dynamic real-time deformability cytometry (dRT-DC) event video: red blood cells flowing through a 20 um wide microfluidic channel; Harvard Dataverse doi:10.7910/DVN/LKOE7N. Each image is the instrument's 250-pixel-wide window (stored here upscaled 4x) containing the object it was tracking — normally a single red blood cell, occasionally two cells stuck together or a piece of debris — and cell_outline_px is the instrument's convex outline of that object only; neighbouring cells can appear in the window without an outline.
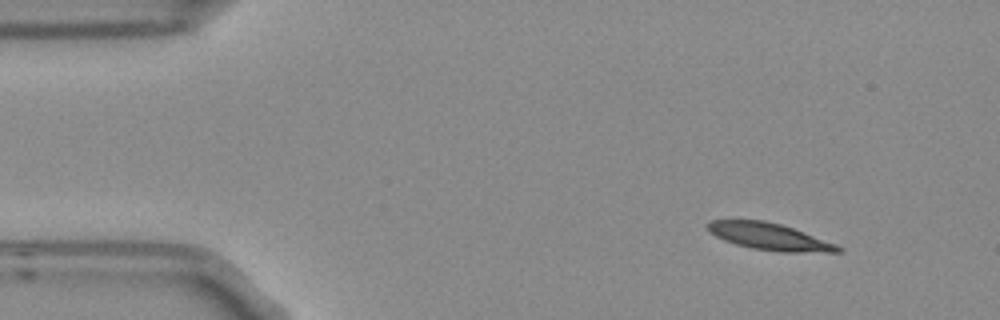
{"species": "Egyptian fruit bat (a non-hibernating species)", "species_latin": "Rousettus aegyptiacus", "temperature_condition": "room temperature", "stored_images_in_passage": 5, "camera_frame_rate_fps": 3000, "um_per_image_px": 0.085, "frame": {"image": 1, "passage_image": 1, "time_ms": 0.0, "image_size_px": [1000, 320], "cell_outline_px": [[844, 252], [780, 252], [752, 248], [736, 244], [724, 240], [708, 232], [704, 224], [708, 220], [764, 220], [780, 224], [792, 228], [836, 244], [844, 248]], "centroid_in_image_um": [65.36, 20.11], "position_along_channel_um": 19.6, "area_um2": 20.46}}
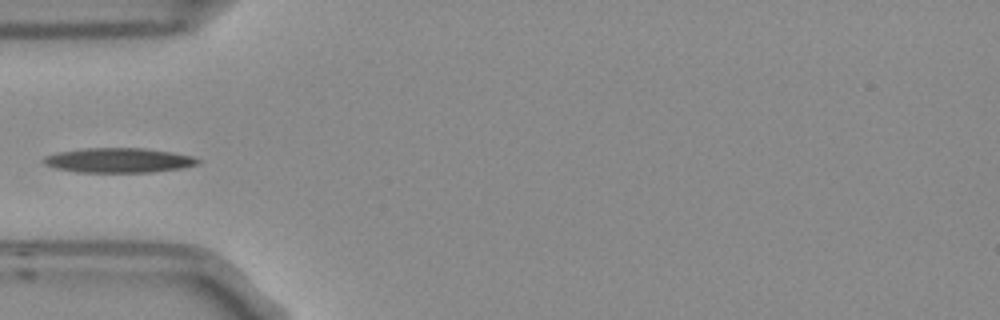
{"frame": {"image": 2, "passage_image": 4, "time_ms": 1.0, "image_size_px": [1000, 320], "cell_outline_px": [[200, 164], [180, 168], [152, 172], [76, 172], [56, 168], [44, 164], [44, 156], [60, 152], [84, 148], [144, 148], [192, 156], [200, 160]], "centroid_in_image_um": [10.08, 13.63], "position_along_channel_um": 74.9, "area_um2": 21.96}}